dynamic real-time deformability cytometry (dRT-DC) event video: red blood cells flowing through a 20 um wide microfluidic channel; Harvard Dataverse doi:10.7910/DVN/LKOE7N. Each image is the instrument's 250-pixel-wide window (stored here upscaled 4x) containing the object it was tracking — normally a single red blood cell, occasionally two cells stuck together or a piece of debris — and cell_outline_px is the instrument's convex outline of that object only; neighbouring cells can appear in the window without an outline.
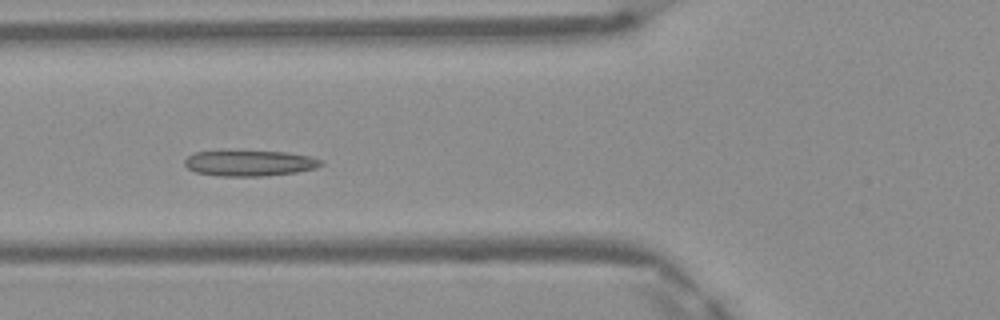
{"species": "Egyptian fruit bat (a non-hibernating species)", "species_latin": "Rousettus aegyptiacus", "temperature_condition": "warm", "stored_images_in_passage": 49, "camera_frame_rate_fps": 3000, "um_per_image_px": 0.085, "frame": {"image": 1, "passage_image": 19, "time_ms": 6.0, "image_size_px": [1000, 320], "cell_outline_px": [[324, 164], [316, 168], [296, 172], [264, 176], [220, 176], [196, 172], [188, 168], [184, 164], [184, 160], [188, 156], [196, 152], [284, 152], [308, 156], [324, 160]], "centroid_in_image_um": [21.25, 13.89], "position_along_channel_um": 104.6, "area_um2": 20.06}}
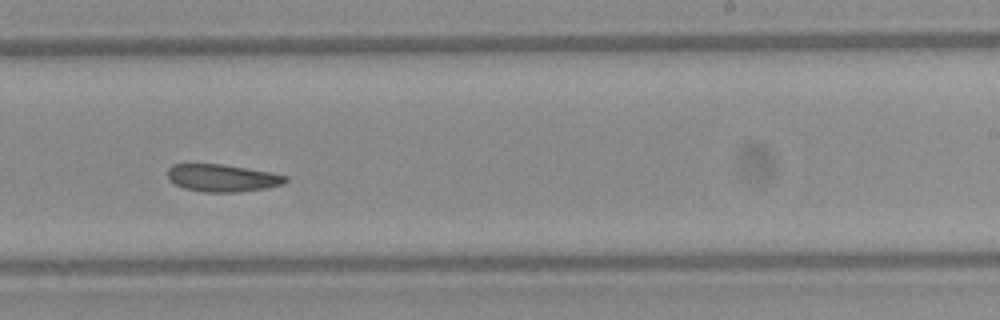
{"frame": {"image": 2, "passage_image": 31, "time_ms": 10.0, "image_size_px": [1000, 320], "cell_outline_px": [[288, 180], [284, 184], [264, 188], [236, 192], [204, 192], [184, 188], [176, 184], [168, 176], [168, 168], [172, 164], [220, 164], [272, 172], [288, 176]], "centroid_in_image_um": [18.93, 15.12], "position_along_channel_um": 270.1, "area_um2": 18.67}}
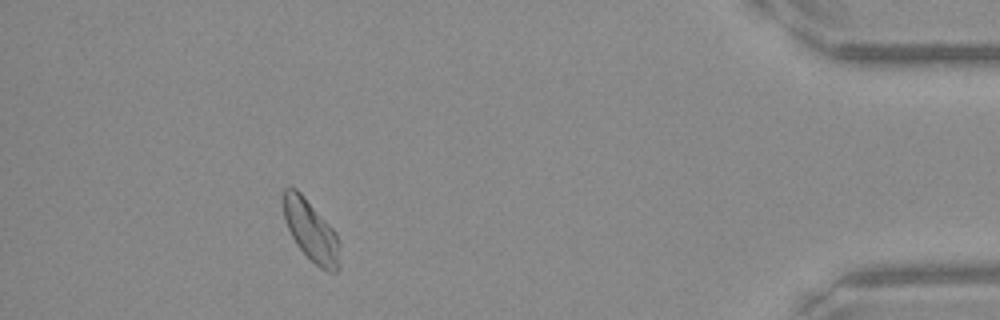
{"frame": {"image": 3, "passage_image": 45, "time_ms": 14.667, "image_size_px": [1000, 320], "cell_outline_px": [[340, 268], [336, 272], [328, 272], [320, 268], [296, 244], [284, 220], [284, 188], [296, 188], [304, 196], [336, 232], [340, 244]], "centroid_in_image_um": [26.48, 19.65], "position_along_channel_um": 408.7, "area_um2": 19.88}, "authors_computed_cell_mechanics": {"area_um2": 20.1144, "velocity_mm_per_s": 4.1386, "shape_relaxation_time_tau1_ms": null, "shape_relaxation_time_tau2_ms": 8.0929, "deformation_change_tau1": null, "deformation_change_tau2": 0.1535}}